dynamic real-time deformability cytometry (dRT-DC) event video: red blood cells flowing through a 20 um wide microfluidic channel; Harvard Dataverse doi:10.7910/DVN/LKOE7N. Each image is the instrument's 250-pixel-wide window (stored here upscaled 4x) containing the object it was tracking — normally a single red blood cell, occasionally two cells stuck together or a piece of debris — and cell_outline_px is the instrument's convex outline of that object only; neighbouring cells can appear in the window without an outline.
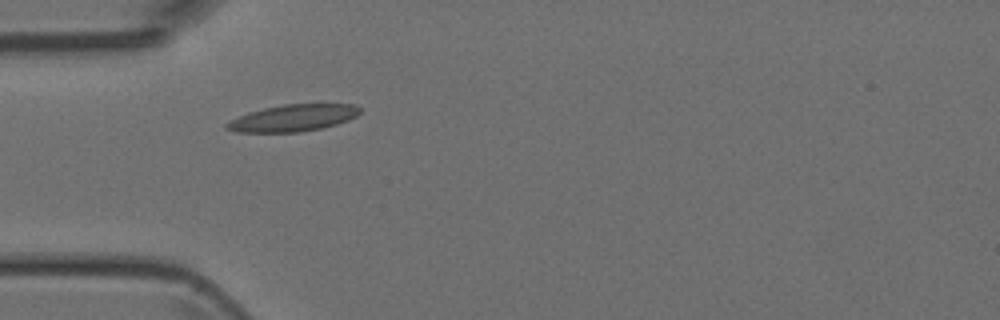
{"species": "Egyptian fruit bat (a non-hibernating species)", "species_latin": "Rousettus aegyptiacus", "temperature_condition": "room temperature", "stored_images_in_passage": 2, "camera_frame_rate_fps": 3000, "um_per_image_px": 0.085, "animal": {"sex": "female"}, "frame": {"image": 1, "passage_image": 1, "time_ms": 0.0, "image_size_px": [1000, 320], "cell_outline_px": [[360, 112], [356, 116], [348, 120], [336, 124], [320, 128], [300, 132], [236, 132], [224, 128], [224, 124], [248, 112], [264, 108], [284, 104], [356, 104], [360, 108]], "centroid_in_image_um": [24.9, 10.02], "position_along_channel_um": 60.1, "area_um2": 20.69}}
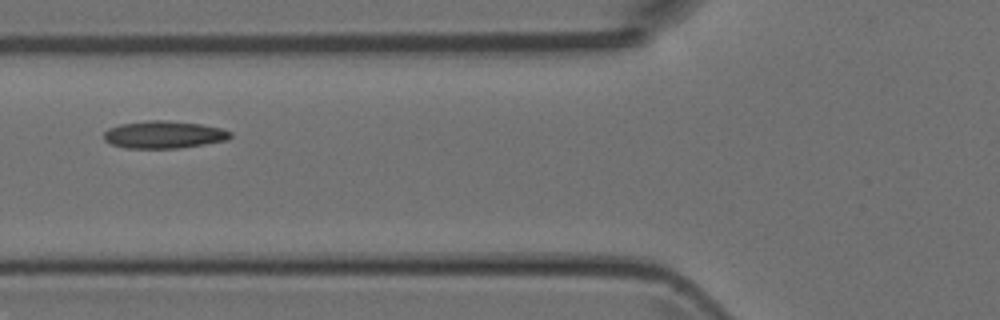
{"frame": {"image": 2, "passage_image": 2, "time_ms": 1.333, "image_size_px": [1000, 320], "cell_outline_px": [[232, 136], [228, 140], [180, 148], [124, 148], [112, 144], [104, 140], [104, 132], [108, 128], [120, 124], [148, 120], [168, 120], [200, 124], [220, 128], [232, 132]], "centroid_in_image_um": [13.92, 11.44], "position_along_channel_um": 111.9, "area_um2": 20.29}}